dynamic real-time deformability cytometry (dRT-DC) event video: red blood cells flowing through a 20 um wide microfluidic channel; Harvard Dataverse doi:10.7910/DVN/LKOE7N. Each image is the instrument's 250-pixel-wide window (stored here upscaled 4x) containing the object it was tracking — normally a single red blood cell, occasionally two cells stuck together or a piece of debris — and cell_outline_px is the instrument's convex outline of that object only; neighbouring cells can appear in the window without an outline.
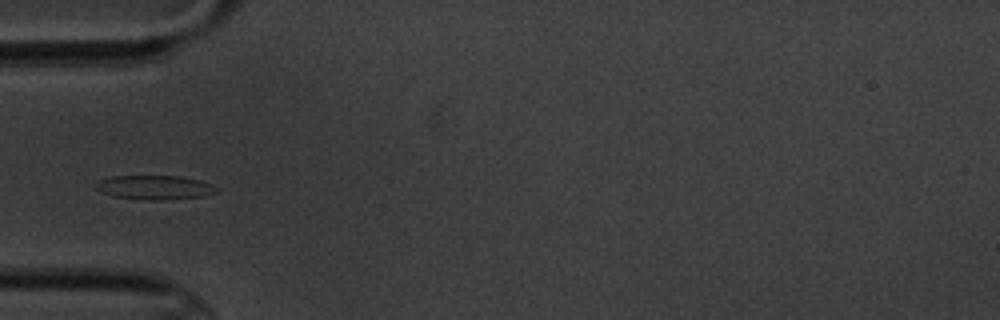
{"species": "common noctule bat (a hibernating species)", "species_latin": "Nyctalus noctula", "temperature_condition": "cold", "stored_images_in_passage": 6, "camera_frame_rate_fps": 3000, "um_per_image_px": 0.085, "animal": {"sex": "male", "body_mass_g": 20.1, "forearm_length_mm": 53.5}, "frame": {"image": 1, "passage_image": 5, "time_ms": 4.667, "image_size_px": [1000, 320], "cell_outline_px": [[220, 188], [216, 192], [204, 196], [168, 200], [144, 200], [112, 196], [100, 192], [96, 188], [96, 184], [100, 180], [112, 176], [180, 176], [200, 180], [212, 184]], "centroid_in_image_um": [13.18, 15.94], "position_along_channel_um": 71.8, "area_um2": 17.17}}